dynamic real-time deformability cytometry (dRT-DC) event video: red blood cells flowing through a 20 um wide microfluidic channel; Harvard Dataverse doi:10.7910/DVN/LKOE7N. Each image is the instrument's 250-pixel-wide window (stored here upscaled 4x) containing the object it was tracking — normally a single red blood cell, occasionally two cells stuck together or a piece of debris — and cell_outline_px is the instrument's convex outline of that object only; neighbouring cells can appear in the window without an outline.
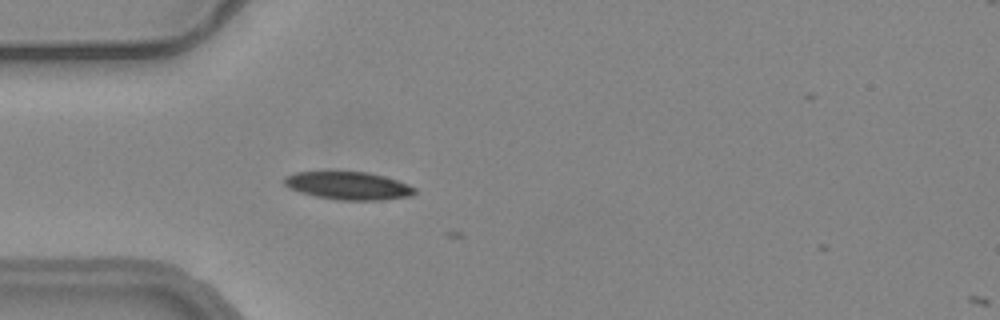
{"species": "common noctule bat (a hibernating species)", "species_latin": "Nyctalus noctula", "temperature_condition": "warm", "stored_images_in_passage": 5, "camera_frame_rate_fps": 3000, "um_per_image_px": 0.085, "animal": {"sex": "female", "body_mass_g": 24.6, "forearm_length_mm": 56.2}, "frame": {"image": 1, "passage_image": 4, "time_ms": 1.0, "image_size_px": [1000, 320], "cell_outline_px": [[416, 192], [408, 196], [384, 200], [336, 200], [316, 196], [300, 192], [288, 188], [284, 184], [284, 180], [288, 176], [296, 172], [368, 172], [384, 176], [408, 184], [416, 188]], "centroid_in_image_um": [29.62, 15.79], "position_along_channel_um": 55.4, "area_um2": 21.04}}